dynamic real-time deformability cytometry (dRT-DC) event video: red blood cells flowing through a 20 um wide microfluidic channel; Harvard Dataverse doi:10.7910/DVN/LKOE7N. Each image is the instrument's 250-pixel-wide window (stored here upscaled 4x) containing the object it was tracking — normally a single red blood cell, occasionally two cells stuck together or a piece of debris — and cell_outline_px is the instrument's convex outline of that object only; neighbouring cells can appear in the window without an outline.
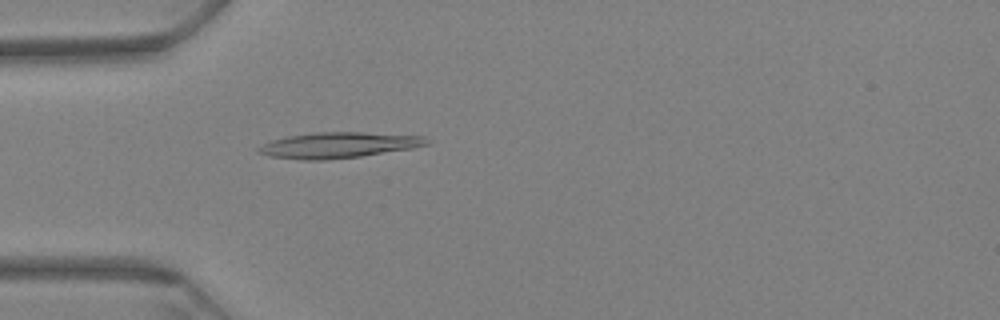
{"species": "Egyptian fruit bat (a non-hibernating species)", "species_latin": "Rousettus aegyptiacus", "temperature_condition": "warm", "stored_images_in_passage": 29, "camera_frame_rate_fps": 3000, "um_per_image_px": 0.085, "animal": {"sex": "female"}, "frame": {"image": 1, "passage_image": 18, "time_ms": 5.667, "image_size_px": [1000, 320], "cell_outline_px": [[428, 144], [412, 148], [360, 156], [324, 160], [304, 160], [272, 156], [256, 152], [256, 148], [272, 140], [288, 136], [312, 132], [364, 132], [424, 136], [428, 140]], "centroid_in_image_um": [28.76, 12.33], "position_along_channel_um": 56.2, "area_um2": 25.03}}
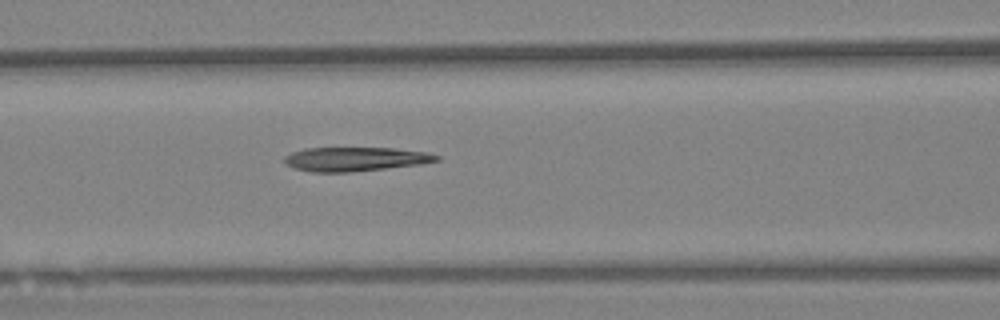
{"frame": {"image": 2, "passage_image": 26, "time_ms": 8.333, "image_size_px": [1000, 320], "cell_outline_px": [[440, 160], [420, 164], [348, 172], [312, 172], [296, 168], [288, 164], [284, 160], [284, 156], [292, 152], [304, 148], [392, 148], [428, 152], [440, 156]], "centroid_in_image_um": [30.21, 13.51], "position_along_channel_um": 136.4, "area_um2": 21.1}}
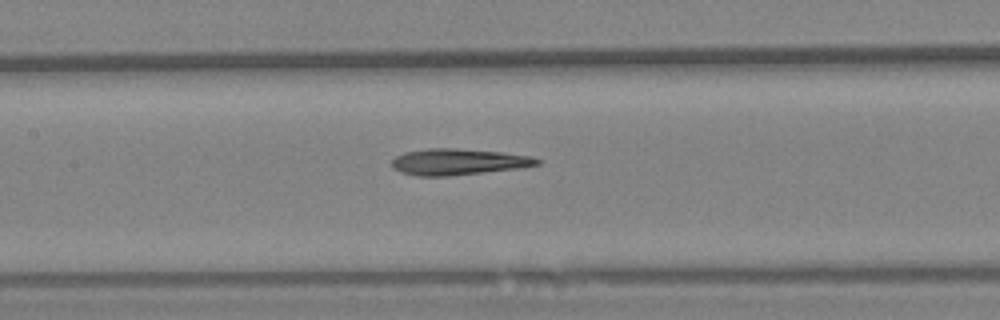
{"frame": {"image": 3, "passage_image": 29, "time_ms": 9.333, "image_size_px": [1000, 320], "cell_outline_px": [[540, 164], [520, 168], [448, 176], [416, 176], [400, 172], [392, 168], [392, 160], [396, 156], [404, 152], [428, 148], [456, 148], [500, 152], [532, 156], [540, 160]], "centroid_in_image_um": [38.92, 13.75], "position_along_channel_um": 168.5, "area_um2": 22.25}}